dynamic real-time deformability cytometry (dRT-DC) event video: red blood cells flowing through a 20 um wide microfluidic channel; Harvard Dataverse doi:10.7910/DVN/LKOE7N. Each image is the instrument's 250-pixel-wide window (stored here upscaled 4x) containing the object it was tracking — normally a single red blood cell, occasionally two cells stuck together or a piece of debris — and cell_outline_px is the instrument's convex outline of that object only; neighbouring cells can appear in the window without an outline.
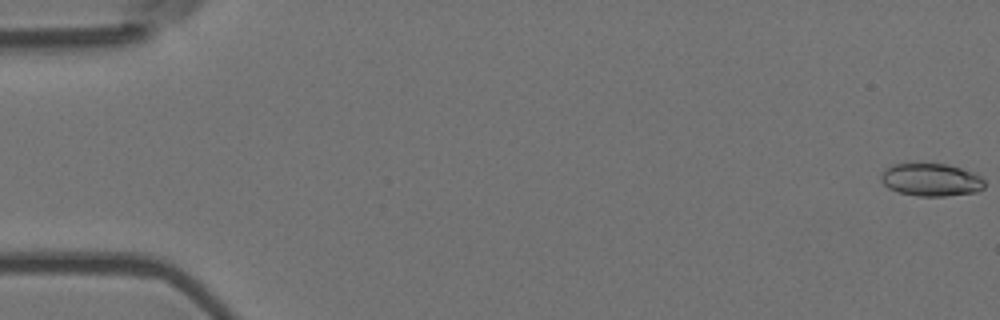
{"species": "Egyptian fruit bat (a non-hibernating species)", "species_latin": "Rousettus aegyptiacus", "temperature_condition": "room temperature", "stored_images_in_passage": 56, "camera_frame_rate_fps": 3000, "um_per_image_px": 0.085, "animal": {"sex": "female"}, "frame": {"image": 1, "passage_image": 1, "time_ms": 0.0, "image_size_px": [1000, 320], "cell_outline_px": [[984, 188], [976, 192], [944, 196], [916, 196], [900, 192], [888, 188], [880, 180], [880, 176], [884, 168], [892, 164], [924, 160], [948, 164], [976, 172], [984, 180]], "centroid_in_image_um": [79.11, 15.22], "position_along_channel_um": 5.9, "area_um2": 20.75}}
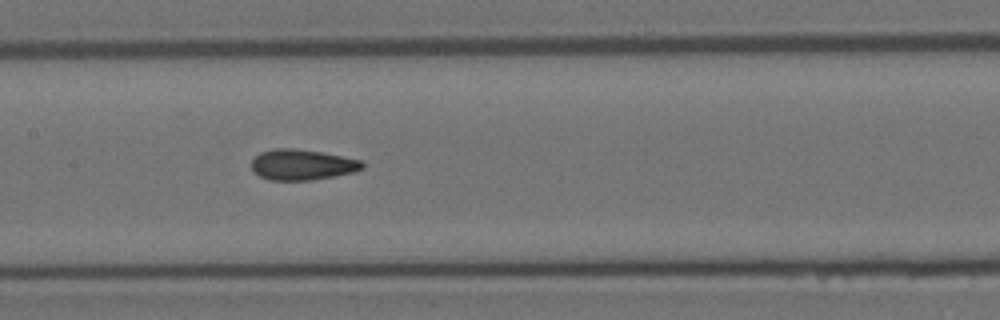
{"frame": {"image": 2, "passage_image": 28, "time_ms": 9.0, "image_size_px": [1000, 320], "cell_outline_px": [[364, 168], [356, 172], [312, 180], [268, 180], [252, 172], [252, 160], [260, 152], [272, 148], [292, 148], [320, 152], [360, 160], [364, 164]], "centroid_in_image_um": [25.66, 14.0], "position_along_channel_um": 181.7, "area_um2": 19.83}}
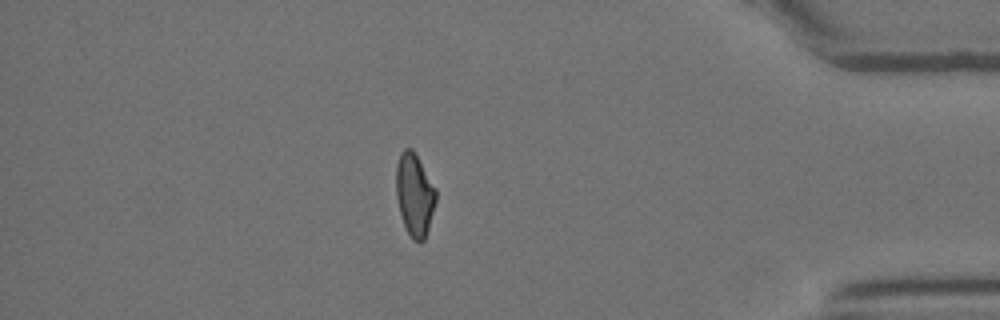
{"frame": {"image": 3, "passage_image": 49, "time_ms": 16.0, "image_size_px": [1000, 320], "cell_outline_px": [[436, 200], [428, 228], [424, 240], [420, 244], [412, 240], [404, 224], [400, 212], [396, 196], [396, 164], [400, 152], [404, 148], [412, 148], [436, 188]], "centroid_in_image_um": [35.23, 16.54], "position_along_channel_um": 400.0, "area_um2": 19.13}, "authors_computed_cell_mechanics": {"area_um2": 19.5942, "velocity_mm_per_s": 3.6552, "shape_relaxation_time_tau1_ms": null, "shape_relaxation_time_tau2_ms": 1.195, "deformation_change_tau1": null, "deformation_change_tau2": 0.0613}}